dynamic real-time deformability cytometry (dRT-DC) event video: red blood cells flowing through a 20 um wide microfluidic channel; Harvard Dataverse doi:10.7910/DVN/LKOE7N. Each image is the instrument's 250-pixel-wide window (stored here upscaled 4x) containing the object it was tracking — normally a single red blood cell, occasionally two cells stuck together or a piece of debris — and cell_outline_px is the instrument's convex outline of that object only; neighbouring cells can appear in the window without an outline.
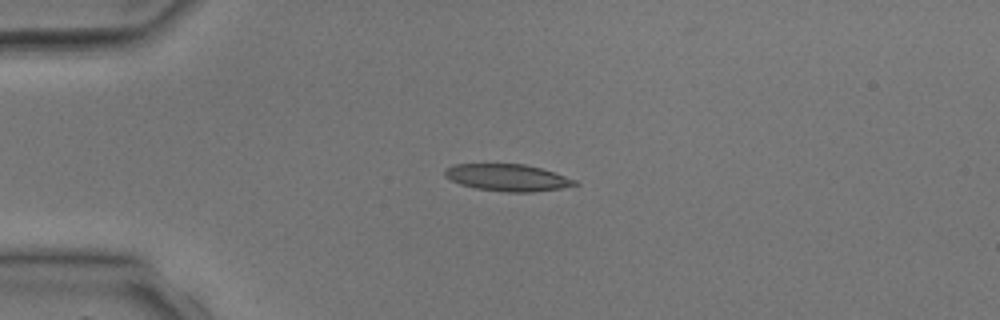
{"species": "common noctule bat (a hibernating species)", "species_latin": "Nyctalus noctula", "temperature_condition": "room temperature", "stored_images_in_passage": 3, "camera_frame_rate_fps": 3000, "um_per_image_px": 0.085, "animal": {"sex": "male", "body_mass_g": 17.9, "forearm_length_mm": 54.2}, "frame": {"image": 1, "passage_image": 3, "time_ms": 2.333, "image_size_px": [1000, 320], "cell_outline_px": [[580, 184], [560, 188], [532, 192], [504, 192], [476, 188], [460, 184], [444, 176], [444, 172], [452, 164], [524, 164], [556, 172], [576, 180]], "centroid_in_image_um": [43.16, 15.09], "position_along_channel_um": 41.8, "area_um2": 20.35}}